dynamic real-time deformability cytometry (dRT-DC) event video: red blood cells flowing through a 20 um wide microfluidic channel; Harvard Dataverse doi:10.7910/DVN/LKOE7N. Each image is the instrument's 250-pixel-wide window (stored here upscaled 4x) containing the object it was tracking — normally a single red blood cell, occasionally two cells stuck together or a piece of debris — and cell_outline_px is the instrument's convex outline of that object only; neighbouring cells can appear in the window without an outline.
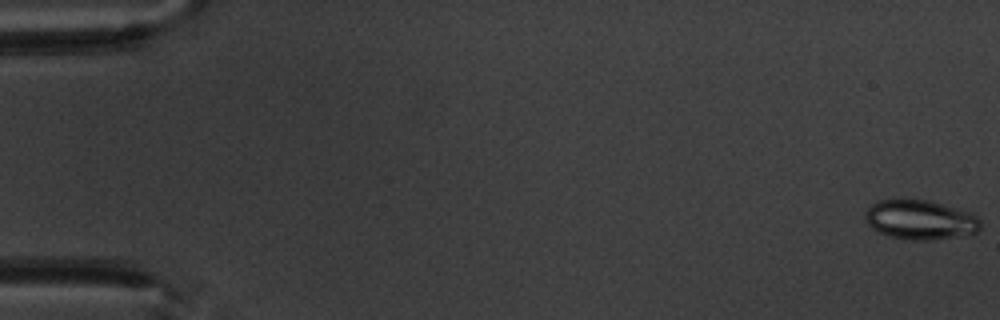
{"species": "common noctule bat (a hibernating species)", "species_latin": "Nyctalus noctula", "temperature_condition": "warm", "stored_images_in_passage": 8, "camera_frame_rate_fps": 3000, "um_per_image_px": 0.085, "animal": {"sex": "male", "body_mass_g": 20.1, "forearm_length_mm": 53.5}, "frame": {"image": 1, "passage_image": 1, "time_ms": 0.0, "image_size_px": [1000, 320], "cell_outline_px": [[980, 228], [976, 232], [932, 240], [908, 240], [892, 236], [880, 232], [872, 228], [868, 224], [864, 216], [864, 212], [876, 200], [928, 200], [972, 212], [980, 220]], "centroid_in_image_um": [78.21, 18.67], "position_along_channel_um": 6.8, "area_um2": 26.3}}
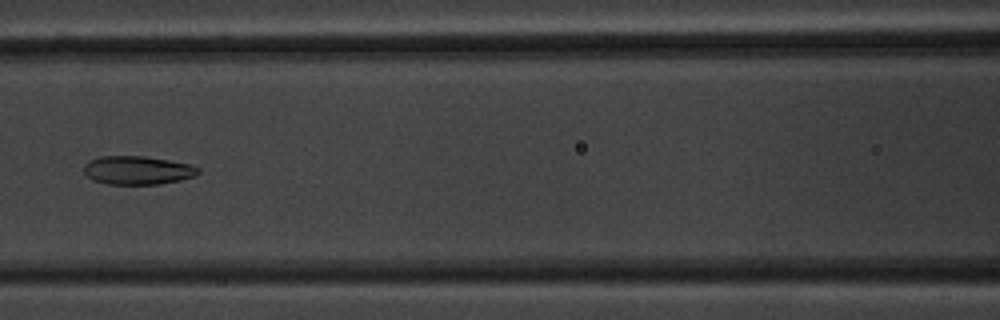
{"frame": {"image": 2, "passage_image": 8, "time_ms": 8.0, "image_size_px": [1000, 320], "cell_outline_px": [[200, 172], [196, 176], [180, 180], [160, 184], [108, 184], [92, 180], [84, 172], [84, 164], [88, 160], [100, 156], [144, 156], [168, 160], [188, 164], [200, 168]], "centroid_in_image_um": [11.68, 14.47], "position_along_channel_um": 154.9, "area_um2": 19.07}}